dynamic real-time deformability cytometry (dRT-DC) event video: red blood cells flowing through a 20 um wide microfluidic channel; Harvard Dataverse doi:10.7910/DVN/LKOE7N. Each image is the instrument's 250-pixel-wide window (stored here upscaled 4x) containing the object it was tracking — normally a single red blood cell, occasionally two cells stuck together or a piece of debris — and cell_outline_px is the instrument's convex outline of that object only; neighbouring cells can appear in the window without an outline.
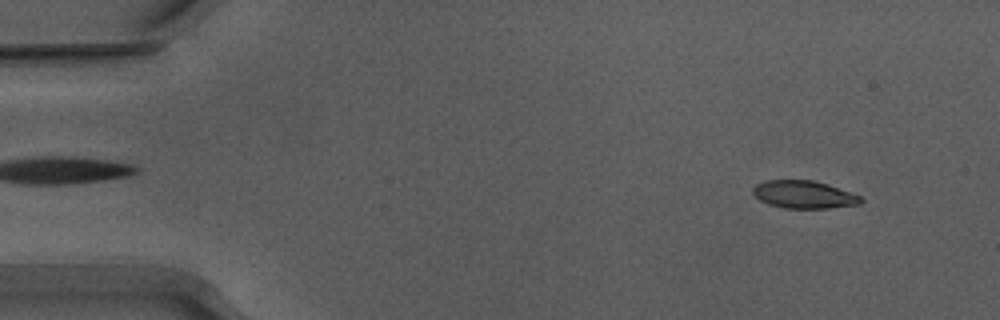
{"species": "Egyptian fruit bat (a non-hibernating species)", "species_latin": "Rousettus aegyptiacus", "temperature_condition": "warm", "stored_images_in_passage": 54, "camera_frame_rate_fps": 3000, "um_per_image_px": 0.085, "animal": {"sex": "male"}, "frame": {"image": 1, "passage_image": 5, "time_ms": 1.333, "image_size_px": [1000, 320], "cell_outline_px": [[864, 200], [860, 204], [828, 208], [784, 208], [768, 204], [760, 200], [752, 192], [752, 188], [756, 184], [768, 180], [812, 180], [828, 184], [860, 196]], "centroid_in_image_um": [68.32, 16.53], "position_along_channel_um": 16.7, "area_um2": 17.34}}
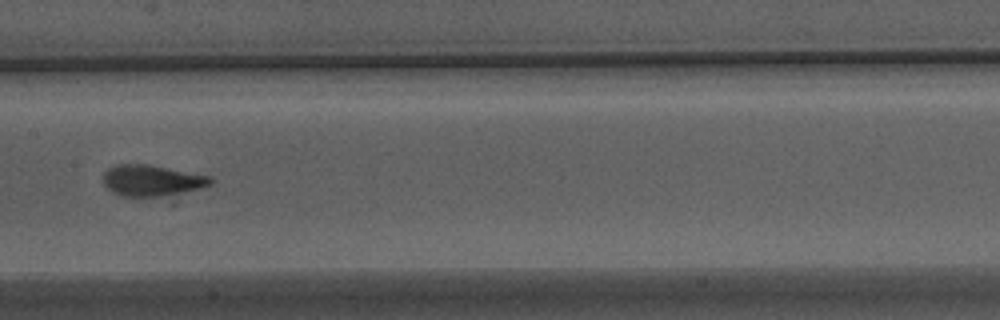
{"frame": {"image": 2, "passage_image": 27, "time_ms": 8.667, "image_size_px": [1000, 320], "cell_outline_px": [[212, 184], [200, 188], [140, 200], [120, 196], [112, 192], [104, 184], [104, 172], [108, 168], [120, 164], [148, 164], [208, 176], [212, 180]], "centroid_in_image_um": [12.83, 15.38], "position_along_channel_um": 194.6, "area_um2": 19.59}}
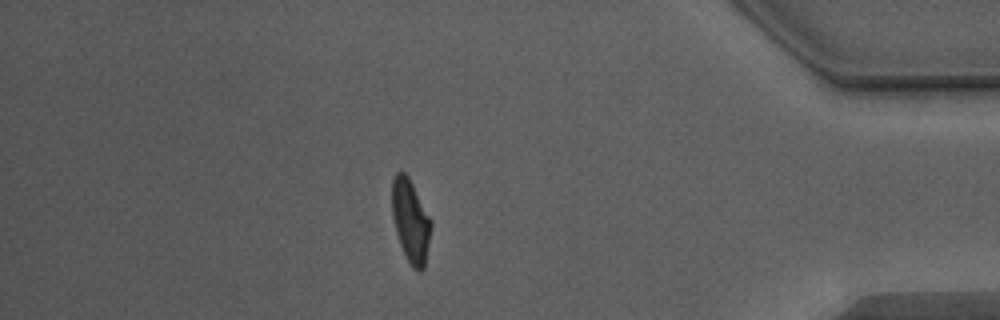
{"frame": {"image": 3, "passage_image": 46, "time_ms": 15.0, "image_size_px": [1000, 320], "cell_outline_px": [[432, 228], [424, 268], [420, 272], [416, 272], [412, 268], [400, 244], [396, 232], [392, 216], [392, 180], [396, 172], [404, 172], [408, 176], [432, 220]], "centroid_in_image_um": [34.91, 18.79], "position_along_channel_um": 400.3, "area_um2": 18.96}, "authors_computed_cell_mechanics": {"area_um2": 18.7272, "velocity_mm_per_s": 3.8956, "shape_relaxation_time_tau1_ms": 3.3736, "shape_relaxation_time_tau2_ms": 1.0908, "deformation_change_tau1": 0.175, "deformation_change_tau2": 0.0853}}